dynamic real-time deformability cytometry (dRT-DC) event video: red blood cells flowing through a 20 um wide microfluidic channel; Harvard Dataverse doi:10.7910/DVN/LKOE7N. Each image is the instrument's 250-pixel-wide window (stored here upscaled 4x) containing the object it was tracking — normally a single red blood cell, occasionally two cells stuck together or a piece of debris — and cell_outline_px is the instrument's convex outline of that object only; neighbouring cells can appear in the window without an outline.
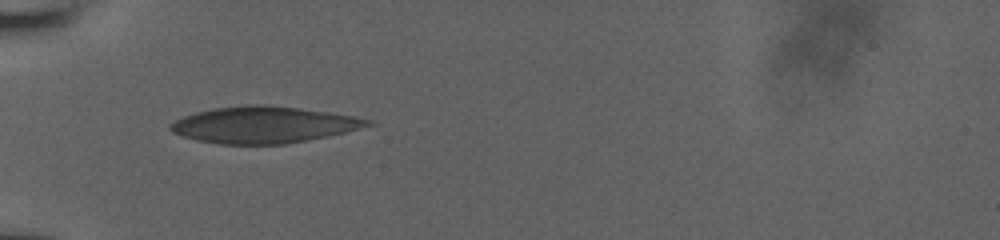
{"species": "human", "species_latin": "Homo sapiens", "temperature_condition": "room temperature", "stored_images_in_passage": 22, "camera_frame_rate_fps": 3000, "um_per_image_px": 0.085, "donor": {"sex": "male"}, "frame": {"image": 1, "passage_image": 1, "time_ms": 0.0, "image_size_px": [1000, 240], "cell_outline_px": [[376, 124], [328, 136], [284, 144], [220, 144], [196, 140], [172, 132], [168, 128], [176, 120], [184, 116], [196, 112], [216, 108], [248, 104], [260, 104], [296, 108], [328, 112], [352, 116], [372, 120]], "centroid_in_image_um": [22.41, 10.61], "position_along_channel_um": 62.6, "area_um2": 41.5}}
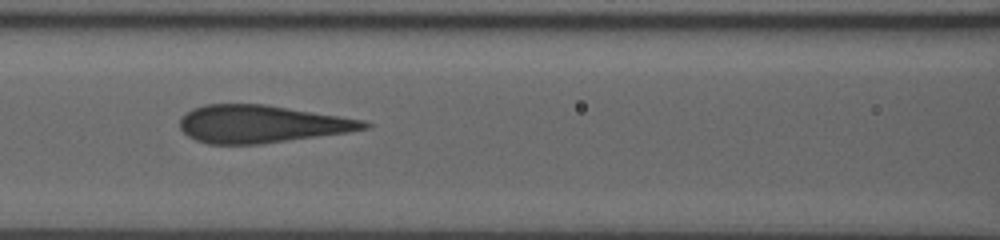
{"frame": {"image": 2, "passage_image": 15, "time_ms": 2.333, "image_size_px": [1000, 240], "cell_outline_px": [[372, 124], [368, 128], [348, 132], [260, 144], [208, 144], [196, 140], [188, 136], [180, 128], [180, 116], [192, 108], [204, 104], [264, 104], [364, 120]], "centroid_in_image_um": [22.18, 10.54], "position_along_channel_um": 144.4, "area_um2": 40.23}}
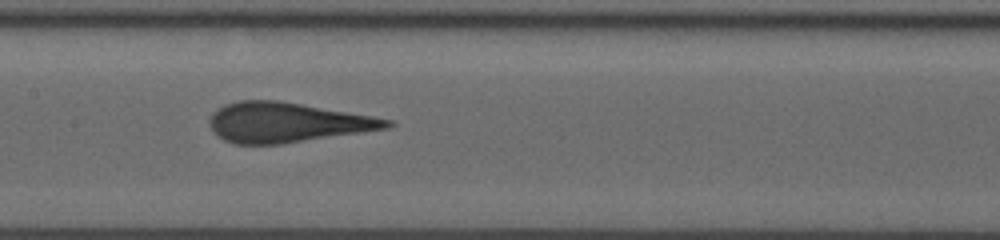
{"frame": {"image": 3, "passage_image": 21, "time_ms": 3.333, "image_size_px": [1000, 240], "cell_outline_px": [[396, 124], [388, 128], [280, 144], [232, 144], [216, 136], [212, 128], [212, 116], [220, 108], [228, 104], [240, 100], [276, 100], [372, 116], [392, 120]], "centroid_in_image_um": [24.41, 10.42], "position_along_channel_um": 183.0, "area_um2": 40.4}}